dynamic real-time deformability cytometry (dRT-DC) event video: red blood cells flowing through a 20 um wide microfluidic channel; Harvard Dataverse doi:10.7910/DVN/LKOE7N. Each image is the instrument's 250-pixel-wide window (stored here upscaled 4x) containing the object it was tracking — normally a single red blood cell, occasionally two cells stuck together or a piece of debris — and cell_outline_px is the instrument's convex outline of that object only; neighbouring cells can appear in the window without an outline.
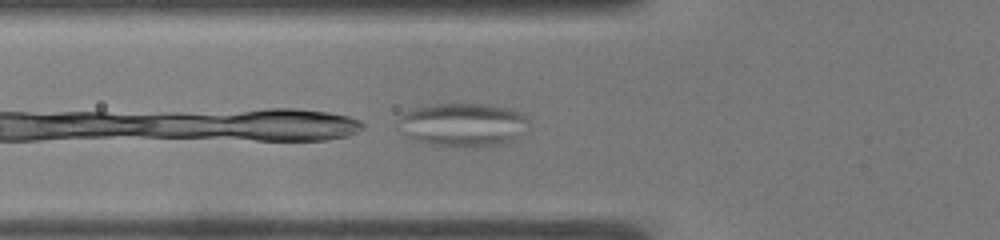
{"species": "common noctule bat (a hibernating species)", "species_latin": "Nyctalus noctula", "temperature_condition": "warm", "stored_images_in_passage": 38, "camera_frame_rate_fps": 3000, "um_per_image_px": 0.085, "animal": {"sex": "male", "body_mass_g": 19.0, "forearm_length_mm": 50.8}, "frame": {"image": 1, "passage_image": 2, "time_ms": 0.333, "image_size_px": [1000, 240], "cell_outline_px": [[528, 120], [524, 136], [508, 144], [428, 144], [412, 140], [396, 128], [400, 116], [404, 112], [412, 108], [428, 104], [488, 104], [508, 108], [520, 112], [528, 116]], "centroid_in_image_um": [39.34, 10.56], "position_along_channel_um": 86.5, "area_um2": 33.06}}
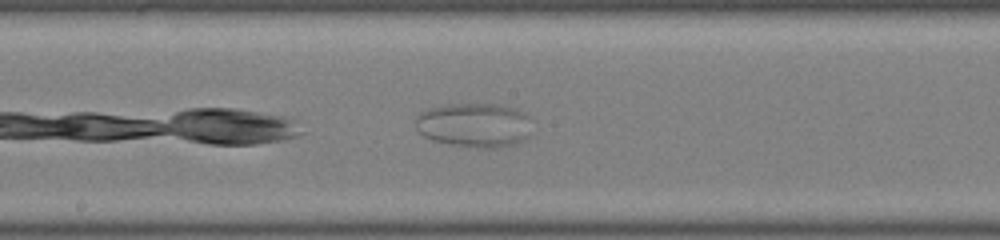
{"frame": {"image": 2, "passage_image": 12, "time_ms": 3.667, "image_size_px": [1000, 240], "cell_outline_px": [[528, 136], [524, 140], [512, 144], [496, 148], [484, 148], [448, 144], [432, 140], [424, 136], [416, 128], [416, 116], [420, 112], [428, 108], [448, 104], [500, 104], [516, 108], [524, 112], [528, 116]], "centroid_in_image_um": [40.28, 10.62], "position_along_channel_um": 207.9, "area_um2": 30.06}}
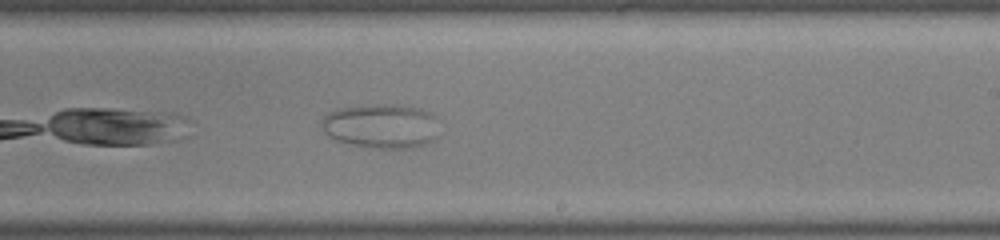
{"frame": {"image": 3, "passage_image": 16, "time_ms": 5.0, "image_size_px": [1000, 240], "cell_outline_px": [[436, 116], [432, 140], [428, 144], [412, 148], [372, 148], [352, 144], [336, 140], [328, 136], [324, 132], [324, 116], [328, 112], [336, 108], [376, 104], [404, 104], [420, 108]], "centroid_in_image_um": [32.38, 10.7], "position_along_channel_um": 256.6, "area_um2": 30.29}}